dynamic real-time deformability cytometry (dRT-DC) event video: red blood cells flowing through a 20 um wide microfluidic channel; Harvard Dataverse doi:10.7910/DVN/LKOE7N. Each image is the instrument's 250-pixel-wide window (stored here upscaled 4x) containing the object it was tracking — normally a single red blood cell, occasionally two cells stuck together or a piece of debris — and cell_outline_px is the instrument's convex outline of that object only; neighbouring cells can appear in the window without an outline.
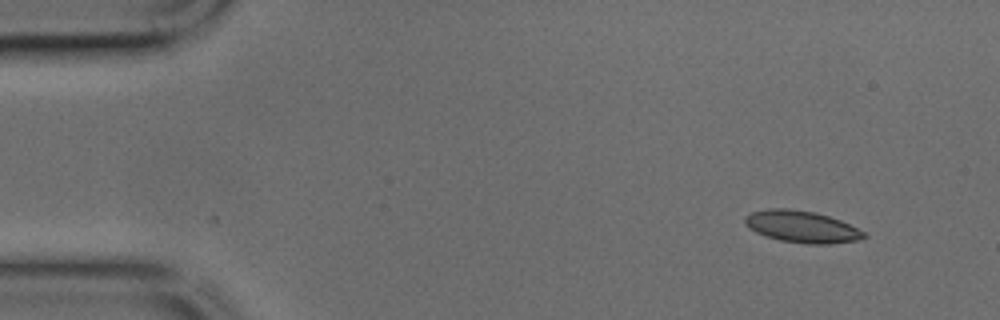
{"species": "common noctule bat (a hibernating species)", "species_latin": "Nyctalus noctula", "temperature_condition": "cold", "stored_images_in_passage": 41, "camera_frame_rate_fps": 3000, "um_per_image_px": 0.085, "animal": {"sex": "male", "body_mass_g": 17.9, "forearm_length_mm": 54.2}, "frame": {"image": 1, "passage_image": 1, "time_ms": 0.0, "image_size_px": [1000, 320], "cell_outline_px": [[868, 236], [856, 240], [828, 244], [808, 244], [780, 240], [764, 236], [748, 228], [744, 224], [744, 216], [752, 212], [768, 208], [788, 208], [812, 212], [828, 216], [840, 220], [864, 232]], "centroid_in_image_um": [68.09, 19.27], "position_along_channel_um": 16.9, "area_um2": 21.96}}
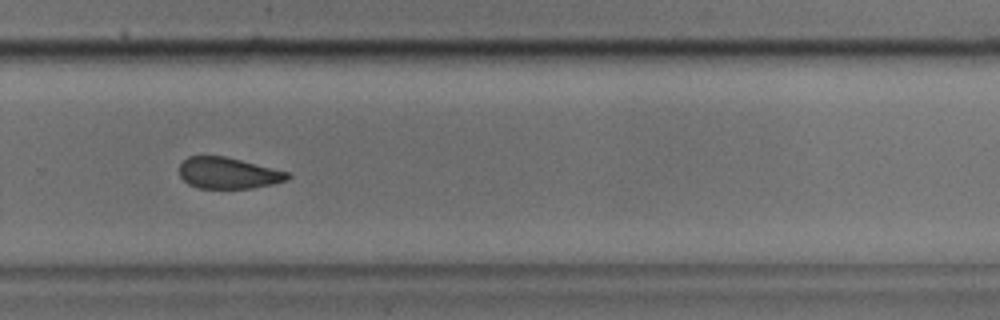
{"frame": {"image": 2, "passage_image": 27, "time_ms": 8.667, "image_size_px": [1000, 320], "cell_outline_px": [[292, 176], [288, 180], [272, 184], [252, 188], [196, 188], [188, 184], [180, 176], [180, 164], [188, 156], [224, 156], [288, 172]], "centroid_in_image_um": [19.39, 14.72], "position_along_channel_um": 310.4, "area_um2": 19.59}}
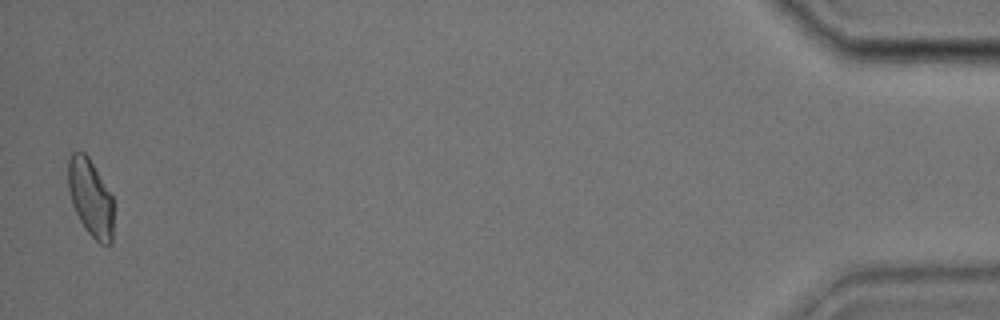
{"frame": {"image": 3, "passage_image": 41, "time_ms": 13.333, "image_size_px": [1000, 320], "cell_outline_px": [[112, 244], [100, 244], [84, 228], [72, 204], [68, 188], [68, 160], [72, 152], [84, 152], [88, 156], [112, 196]], "centroid_in_image_um": [7.68, 16.81], "position_along_channel_um": 427.5, "area_um2": 20.17}}